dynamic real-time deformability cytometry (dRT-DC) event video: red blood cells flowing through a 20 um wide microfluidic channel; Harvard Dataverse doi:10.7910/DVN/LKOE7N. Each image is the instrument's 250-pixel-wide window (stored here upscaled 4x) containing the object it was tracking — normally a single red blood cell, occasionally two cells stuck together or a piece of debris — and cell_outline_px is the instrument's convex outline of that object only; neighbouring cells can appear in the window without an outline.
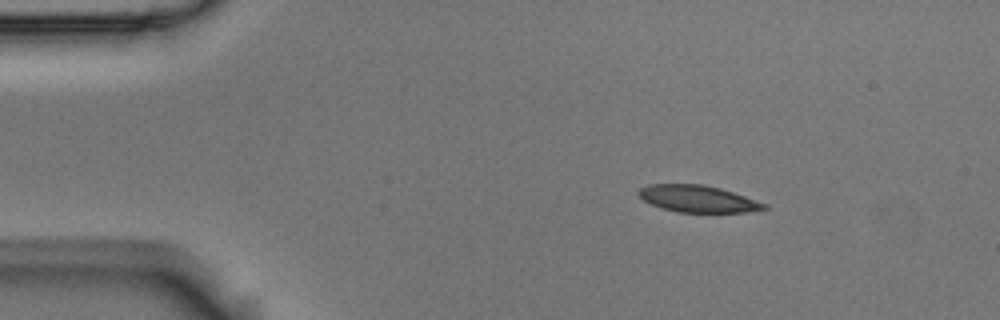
{"species": "Egyptian fruit bat (a non-hibernating species)", "species_latin": "Rousettus aegyptiacus", "temperature_condition": "room temperature", "stored_images_in_passage": 4, "camera_frame_rate_fps": 3000, "um_per_image_px": 0.085, "animal": {"sex": "male"}, "frame": {"image": 1, "passage_image": 2, "time_ms": 0.333, "image_size_px": [1000, 320], "cell_outline_px": [[768, 208], [748, 212], [676, 212], [652, 204], [644, 200], [640, 196], [640, 188], [648, 184], [704, 184], [720, 188], [768, 204]], "centroid_in_image_um": [59.35, 16.89], "position_along_channel_um": 25.7, "area_um2": 19.42}}